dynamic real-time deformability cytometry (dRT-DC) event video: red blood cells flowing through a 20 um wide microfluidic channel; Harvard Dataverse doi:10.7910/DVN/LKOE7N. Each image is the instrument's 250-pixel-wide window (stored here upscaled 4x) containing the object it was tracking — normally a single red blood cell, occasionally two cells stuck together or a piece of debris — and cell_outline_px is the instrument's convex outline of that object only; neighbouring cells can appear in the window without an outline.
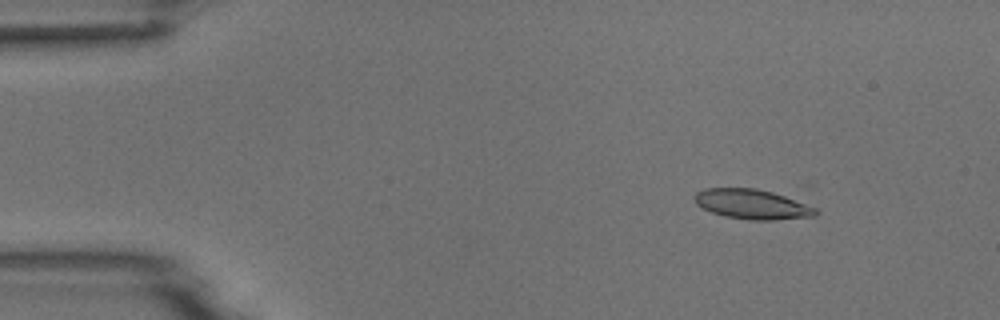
{"species": "common noctule bat (a hibernating species)", "species_latin": "Nyctalus noctula", "temperature_condition": "room temperature", "stored_images_in_passage": 8, "camera_frame_rate_fps": 3000, "um_per_image_px": 0.085, "animal": {"sex": "male", "body_mass_g": 18.8}, "frame": {"image": 1, "passage_image": 2, "time_ms": 1.333, "image_size_px": [1000, 320], "cell_outline_px": [[820, 212], [816, 216], [772, 220], [748, 220], [724, 216], [712, 212], [696, 204], [692, 196], [696, 192], [704, 188], [756, 188], [772, 192], [784, 196], [816, 208]], "centroid_in_image_um": [63.9, 17.36], "position_along_channel_um": 21.1, "area_um2": 21.04}}
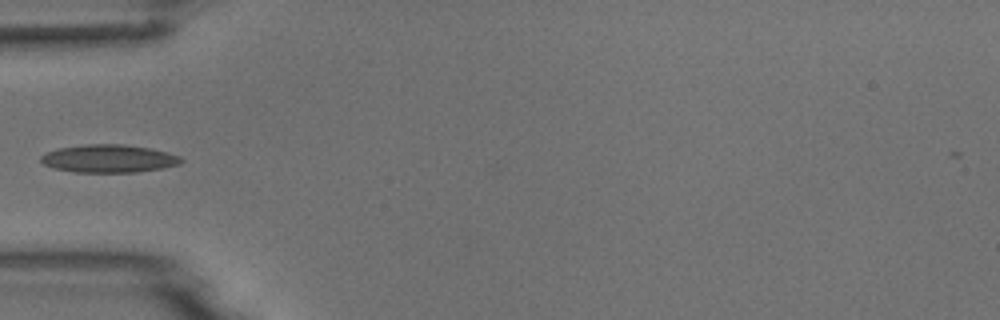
{"frame": {"image": 2, "passage_image": 5, "time_ms": 5.0, "image_size_px": [1000, 320], "cell_outline_px": [[184, 160], [180, 164], [164, 168], [136, 172], [72, 172], [52, 168], [44, 164], [40, 160], [40, 156], [48, 152], [60, 148], [84, 144], [120, 144], [148, 148], [168, 152], [180, 156]], "centroid_in_image_um": [9.26, 13.49], "position_along_channel_um": 75.7, "area_um2": 22.83}}